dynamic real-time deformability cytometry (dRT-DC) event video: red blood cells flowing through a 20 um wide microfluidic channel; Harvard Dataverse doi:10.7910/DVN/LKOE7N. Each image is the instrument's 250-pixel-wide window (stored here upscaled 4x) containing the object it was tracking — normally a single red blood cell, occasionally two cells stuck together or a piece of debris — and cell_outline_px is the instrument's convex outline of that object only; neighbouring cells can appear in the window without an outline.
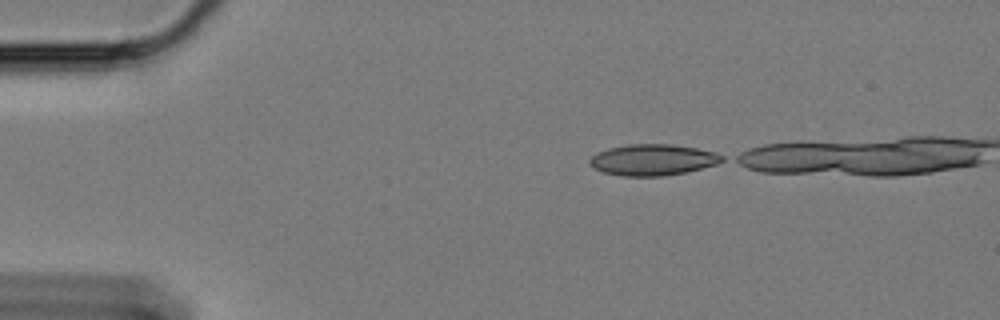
{"species": "Egyptian fruit bat (a non-hibernating species)", "species_latin": "Rousettus aegyptiacus", "temperature_condition": "cold", "stored_images_in_passage": 12, "camera_frame_rate_fps": 3000, "um_per_image_px": 0.085, "animal": {"sex": "female"}, "frame": {"image": 1, "passage_image": 1, "time_ms": 0.0, "image_size_px": [1000, 320], "cell_outline_px": [[724, 160], [716, 164], [684, 172], [660, 176], [620, 176], [604, 172], [592, 168], [588, 164], [588, 160], [596, 152], [608, 148], [628, 144], [668, 144], [696, 148], [716, 152], [724, 156]], "centroid_in_image_um": [55.43, 13.58], "position_along_channel_um": 29.6, "area_um2": 24.04}}
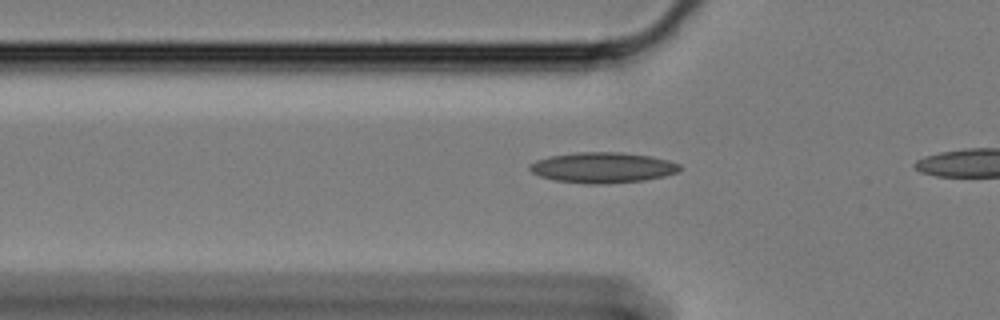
{"frame": {"image": 2, "passage_image": 10, "time_ms": 3.0, "image_size_px": [1000, 320], "cell_outline_px": [[680, 168], [676, 172], [664, 176], [644, 180], [608, 184], [588, 184], [556, 180], [540, 176], [532, 172], [528, 168], [528, 164], [536, 160], [548, 156], [576, 152], [620, 152], [652, 156], [668, 160], [680, 164]], "centroid_in_image_um": [51.2, 14.24], "position_along_channel_um": 74.6, "area_um2": 26.82}}